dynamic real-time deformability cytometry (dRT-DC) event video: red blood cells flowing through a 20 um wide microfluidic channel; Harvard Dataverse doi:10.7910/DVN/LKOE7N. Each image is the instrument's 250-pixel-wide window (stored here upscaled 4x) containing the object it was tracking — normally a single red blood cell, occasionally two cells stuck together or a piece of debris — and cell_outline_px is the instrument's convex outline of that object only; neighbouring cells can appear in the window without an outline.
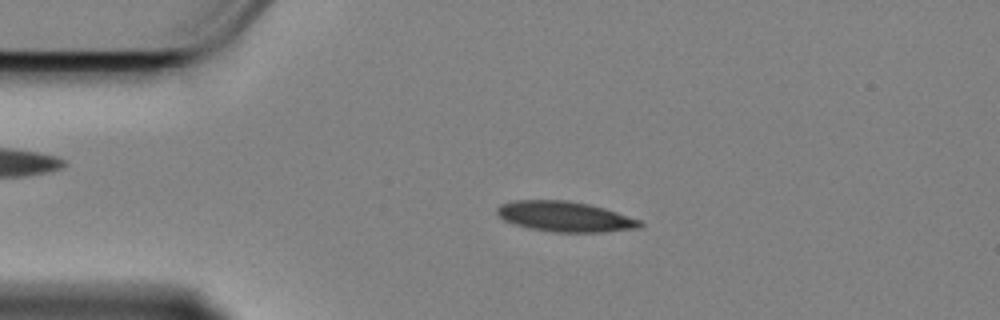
{"species": "Egyptian fruit bat (a non-hibernating species)", "species_latin": "Rousettus aegyptiacus", "temperature_condition": "cold", "stored_images_in_passage": 57, "camera_frame_rate_fps": 3000, "um_per_image_px": 0.085, "animal": {"sex": "female"}, "frame": {"image": 1, "passage_image": 11, "time_ms": 3.333, "image_size_px": [1000, 320], "cell_outline_px": [[644, 224], [640, 228], [604, 232], [552, 232], [528, 228], [512, 224], [504, 220], [496, 212], [496, 208], [500, 204], [516, 200], [568, 200], [588, 204], [604, 208], [640, 220]], "centroid_in_image_um": [48.0, 18.41], "position_along_channel_um": 37.0, "area_um2": 25.32}}
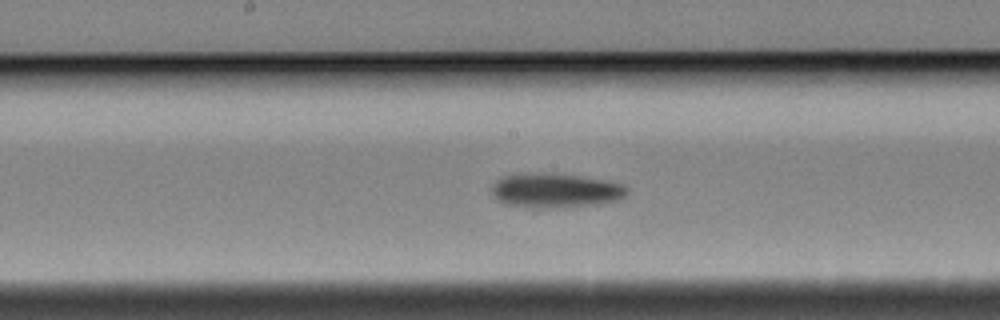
{"frame": {"image": 2, "passage_image": 28, "time_ms": 9.0, "image_size_px": [1000, 320], "cell_outline_px": [[628, 192], [620, 200], [600, 204], [560, 208], [524, 208], [508, 204], [500, 200], [492, 192], [492, 188], [496, 180], [504, 176], [532, 172], [540, 172], [580, 176], [604, 180], [624, 184], [628, 188]], "centroid_in_image_um": [47.26, 16.2], "position_along_channel_um": 200.9, "area_um2": 27.4}}
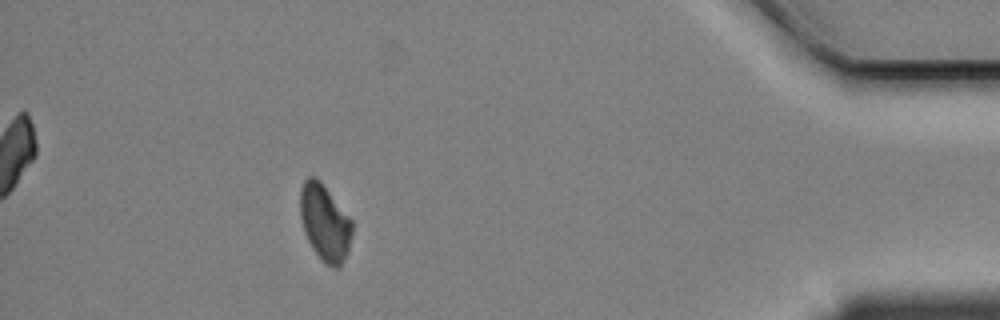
{"frame": {"image": 3, "passage_image": 51, "time_ms": 16.667, "image_size_px": [1000, 320], "cell_outline_px": [[352, 232], [348, 252], [340, 264], [336, 268], [332, 268], [324, 264], [320, 260], [312, 248], [304, 232], [300, 216], [300, 188], [304, 180], [308, 176], [316, 176], [320, 180], [352, 220]], "centroid_in_image_um": [27.59, 18.92], "position_along_channel_um": 407.6, "area_um2": 23.29}, "authors_computed_cell_mechanics": {"area_um2": 25.0274, "velocity_mm_per_s": 3.3868, "shape_relaxation_time_tau1_ms": 4.3021, "shape_relaxation_time_tau2_ms": null, "deformation_change_tau1": 0.1102, "deformation_change_tau2": null}}